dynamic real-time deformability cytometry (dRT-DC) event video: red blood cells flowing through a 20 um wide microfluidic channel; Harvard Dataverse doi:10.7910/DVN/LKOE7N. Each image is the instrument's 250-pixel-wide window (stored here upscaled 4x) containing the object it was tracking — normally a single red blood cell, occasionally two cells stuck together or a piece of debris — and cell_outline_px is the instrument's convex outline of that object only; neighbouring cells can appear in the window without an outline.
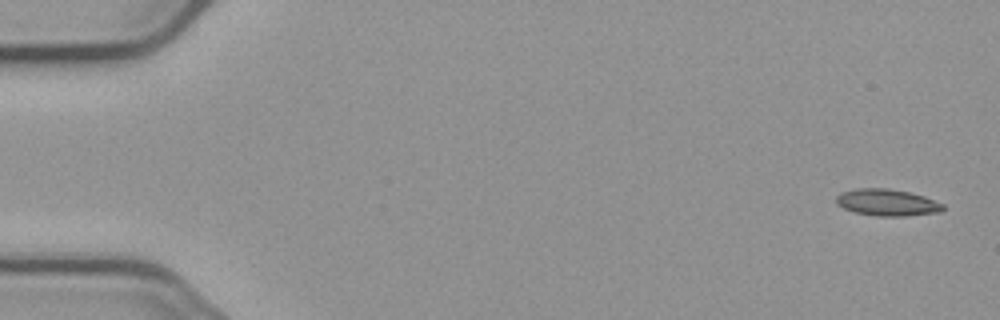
{"species": "common noctule bat (a hibernating species)", "species_latin": "Nyctalus noctula", "temperature_condition": "cold", "stored_images_in_passage": 7, "camera_frame_rate_fps": 3000, "um_per_image_px": 0.085, "animal": {"sex": "male", "body_mass_g": 23.1, "forearm_length_mm": 52.7}, "frame": {"image": 1, "passage_image": 1, "time_ms": 0.0, "image_size_px": [1000, 320], "cell_outline_px": [[944, 208], [940, 212], [908, 216], [876, 216], [856, 212], [844, 208], [836, 204], [836, 196], [840, 192], [856, 188], [888, 188], [908, 192], [924, 196], [944, 204]], "centroid_in_image_um": [75.4, 17.21], "position_along_channel_um": 9.6, "area_um2": 16.7}}
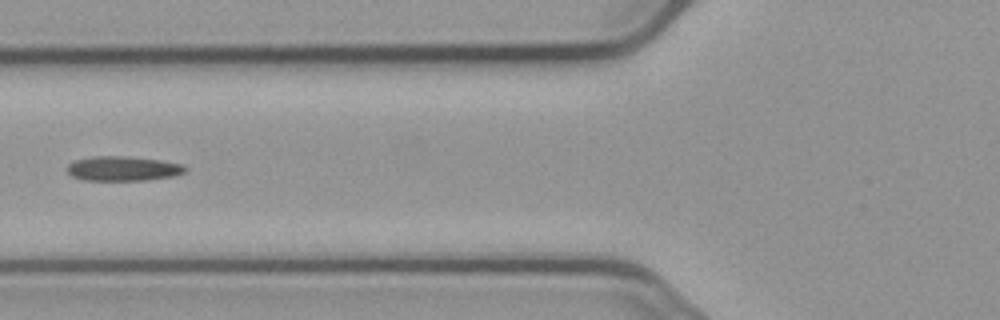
{"frame": {"image": 2, "passage_image": 6, "time_ms": 6.667, "image_size_px": [1000, 320], "cell_outline_px": [[188, 168], [184, 172], [172, 176], [144, 180], [84, 180], [72, 176], [68, 172], [68, 164], [76, 160], [96, 156], [124, 156], [160, 160], [180, 164]], "centroid_in_image_um": [10.44, 14.33], "position_along_channel_um": 115.4, "area_um2": 16.65}}
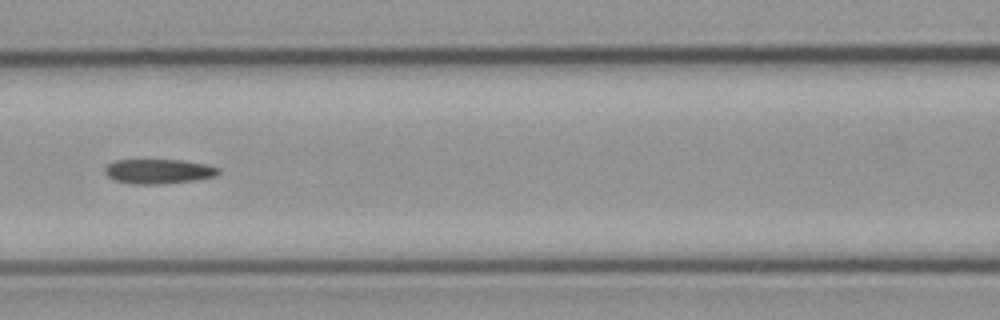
{"frame": {"image": 3, "passage_image": 7, "time_ms": 7.667, "image_size_px": [1000, 320], "cell_outline_px": [[220, 172], [216, 176], [192, 180], [156, 184], [132, 184], [116, 180], [108, 176], [104, 172], [104, 168], [108, 164], [116, 160], [180, 160], [208, 164], [220, 168]], "centroid_in_image_um": [13.49, 14.55], "position_along_channel_um": 153.1, "area_um2": 16.18}}